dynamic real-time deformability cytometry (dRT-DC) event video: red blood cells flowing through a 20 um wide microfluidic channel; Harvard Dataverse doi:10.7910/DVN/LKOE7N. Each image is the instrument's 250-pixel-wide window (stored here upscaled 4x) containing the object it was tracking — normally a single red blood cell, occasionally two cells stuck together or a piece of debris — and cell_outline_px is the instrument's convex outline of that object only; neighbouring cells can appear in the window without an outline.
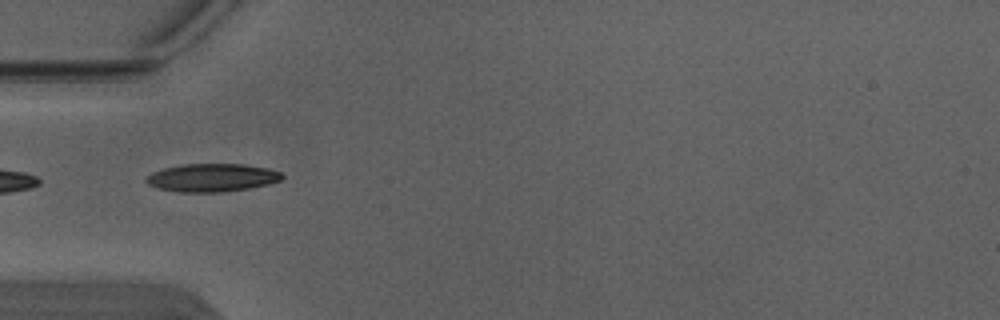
{"species": "Egyptian fruit bat (a non-hibernating species)", "species_latin": "Rousettus aegyptiacus", "temperature_condition": "warm", "stored_images_in_passage": 4, "camera_frame_rate_fps": 3000, "um_per_image_px": 0.085, "animal": {"sex": "male"}, "frame": {"image": 1, "passage_image": 4, "time_ms": 1.0, "image_size_px": [1000, 320], "cell_outline_px": [[284, 176], [280, 180], [268, 184], [248, 188], [224, 192], [176, 192], [156, 188], [148, 184], [144, 180], [152, 172], [164, 168], [184, 164], [244, 164], [268, 168], [280, 172]], "centroid_in_image_um": [18.0, 15.1], "position_along_channel_um": 67.0, "area_um2": 22.25}}